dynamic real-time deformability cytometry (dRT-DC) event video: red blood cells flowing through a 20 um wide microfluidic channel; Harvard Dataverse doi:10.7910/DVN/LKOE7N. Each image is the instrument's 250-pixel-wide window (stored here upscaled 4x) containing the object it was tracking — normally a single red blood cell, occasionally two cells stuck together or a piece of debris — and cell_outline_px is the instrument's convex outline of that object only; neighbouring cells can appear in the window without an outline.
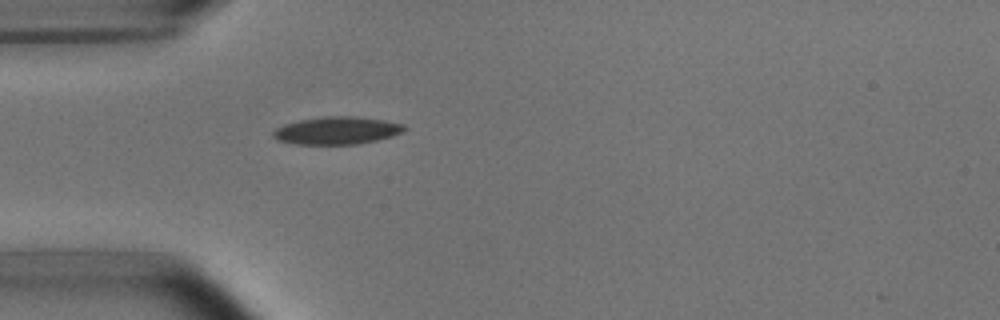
{"species": "common noctule bat (a hibernating species)", "species_latin": "Nyctalus noctula", "temperature_condition": "room temperature", "stored_images_in_passage": 39, "camera_frame_rate_fps": 3000, "um_per_image_px": 0.085, "animal": {"sex": "male", "body_mass_g": 15.6}, "frame": {"image": 1, "passage_image": 1, "time_ms": 0.0, "image_size_px": [1000, 320], "cell_outline_px": [[408, 128], [404, 132], [392, 136], [376, 140], [356, 144], [296, 144], [276, 140], [272, 136], [272, 132], [276, 128], [284, 124], [300, 120], [324, 116], [356, 116], [384, 120], [404, 124]], "centroid_in_image_um": [28.65, 11.09], "position_along_channel_um": 56.4, "area_um2": 21.21}}
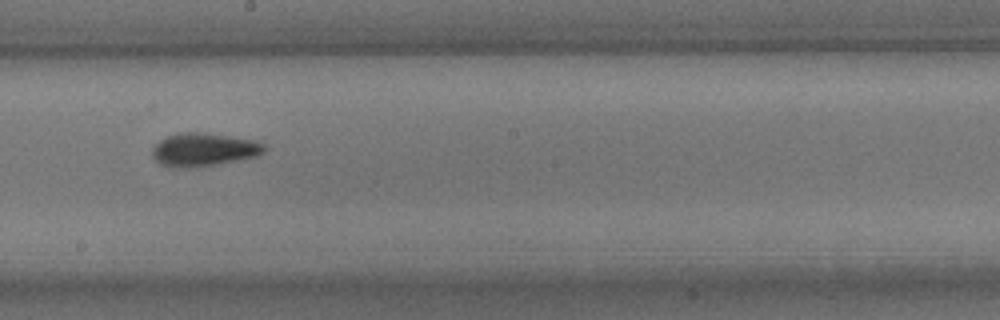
{"frame": {"image": 2, "passage_image": 15, "time_ms": 4.667, "image_size_px": [1000, 320], "cell_outline_px": [[264, 152], [256, 156], [216, 164], [188, 168], [160, 164], [152, 156], [152, 148], [160, 140], [176, 132], [204, 132], [252, 140], [264, 144]], "centroid_in_image_um": [17.28, 12.7], "position_along_channel_um": 230.9, "area_um2": 21.33}}
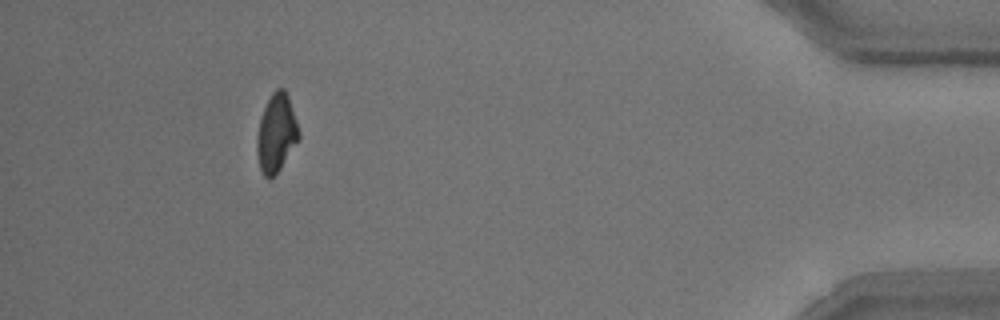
{"frame": {"image": 3, "passage_image": 34, "time_ms": 11.0, "image_size_px": [1000, 320], "cell_outline_px": [[300, 140], [280, 168], [268, 180], [264, 176], [260, 168], [256, 152], [256, 136], [260, 120], [264, 108], [272, 92], [276, 88], [284, 88], [288, 96], [300, 132]], "centroid_in_image_um": [23.49, 11.32], "position_along_channel_um": 411.7, "area_um2": 19.07}}